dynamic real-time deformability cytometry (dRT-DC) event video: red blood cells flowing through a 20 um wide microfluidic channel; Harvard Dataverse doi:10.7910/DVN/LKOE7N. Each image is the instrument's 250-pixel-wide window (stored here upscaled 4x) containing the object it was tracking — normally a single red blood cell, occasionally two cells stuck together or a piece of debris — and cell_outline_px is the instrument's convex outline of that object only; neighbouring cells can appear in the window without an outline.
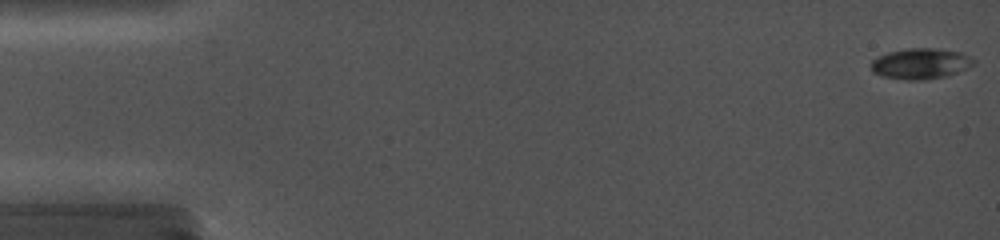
{"species": "common noctule bat (a hibernating species)", "species_latin": "Nyctalus noctula", "temperature_condition": "cold", "stored_images_in_passage": 9, "camera_frame_rate_fps": 5000, "um_per_image_px": 0.085, "animal": {"sex": "female", "body_mass_g": 19.0, "forearm_length_mm": 56.7}, "frame": {"image": 1, "passage_image": 1, "time_ms": 0.0, "image_size_px": [1000, 240], "cell_outline_px": [[976, 64], [968, 68], [948, 76], [924, 80], [904, 80], [880, 76], [872, 72], [872, 60], [888, 52], [908, 48], [936, 48], [960, 52], [976, 60]], "centroid_in_image_um": [78.28, 5.42], "position_along_channel_um": 6.7, "area_um2": 18.55}}